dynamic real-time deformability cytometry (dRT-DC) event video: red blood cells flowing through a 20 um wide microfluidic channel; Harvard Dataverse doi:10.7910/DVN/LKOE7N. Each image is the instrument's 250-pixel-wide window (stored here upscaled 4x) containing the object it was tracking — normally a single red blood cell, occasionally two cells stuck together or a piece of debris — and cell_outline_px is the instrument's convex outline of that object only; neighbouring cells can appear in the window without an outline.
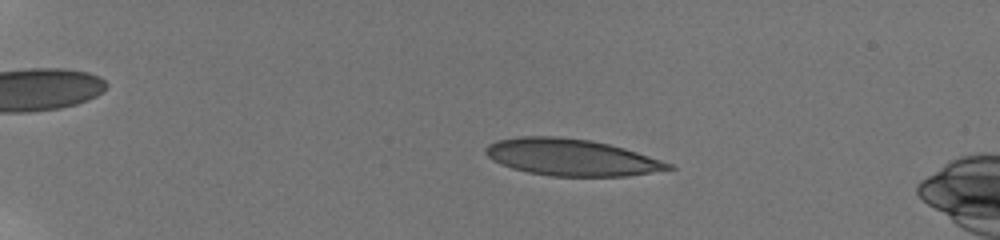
{"species": "human", "species_latin": "Homo sapiens", "temperature_condition": "room temperature", "stored_images_in_passage": 54, "camera_frame_rate_fps": 3000, "um_per_image_px": 0.085, "donor": {"sex": "male"}, "frame": {"image": 1, "passage_image": 11, "time_ms": 3.333, "image_size_px": [1000, 240], "cell_outline_px": [[676, 168], [624, 176], [552, 176], [528, 172], [512, 168], [500, 164], [492, 160], [484, 152], [484, 148], [488, 144], [496, 140], [520, 136], [560, 136], [592, 140], [624, 148], [672, 164]], "centroid_in_image_um": [48.49, 13.36], "position_along_channel_um": 36.5, "area_um2": 39.02}}
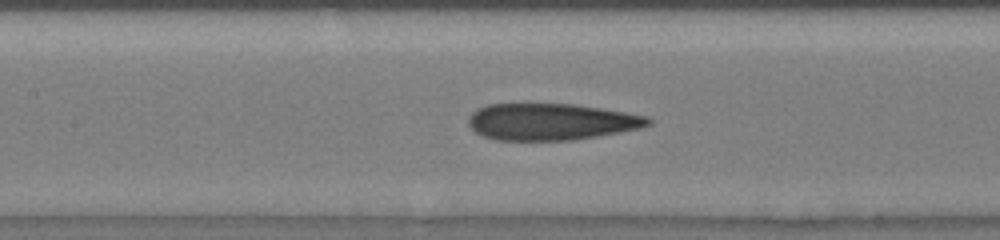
{"frame": {"image": 2, "passage_image": 28, "time_ms": 9.0, "image_size_px": [1000, 240], "cell_outline_px": [[652, 124], [640, 128], [620, 132], [572, 140], [496, 140], [484, 136], [476, 132], [468, 124], [468, 116], [476, 108], [488, 104], [572, 104], [600, 108], [652, 116]], "centroid_in_image_um": [46.86, 10.34], "position_along_channel_um": 160.5, "area_um2": 38.55}}
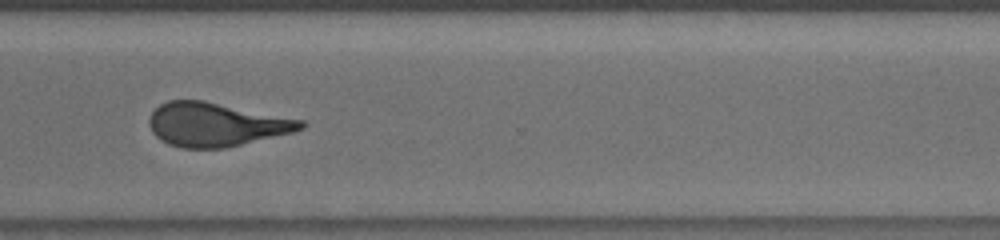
{"frame": {"image": 3, "passage_image": 43, "time_ms": 14.0, "image_size_px": [1000, 240], "cell_outline_px": [[308, 124], [304, 128], [292, 132], [224, 148], [180, 148], [168, 144], [160, 140], [152, 132], [148, 124], [148, 120], [152, 112], [160, 104], [168, 100], [204, 100], [304, 120]], "centroid_in_image_um": [18.34, 10.58], "position_along_channel_um": 352.3, "area_um2": 38.67}, "authors_computed_cell_mechanics": {"area_um2": 38.8127, "velocity_mm_per_s": 3.839, "shape_relaxation_time_tau1_ms": 11.3162, "shape_relaxation_time_tau2_ms": 1.7565, "deformation_change_tau1": 0.3047, "deformation_change_tau2": 0.1027}}